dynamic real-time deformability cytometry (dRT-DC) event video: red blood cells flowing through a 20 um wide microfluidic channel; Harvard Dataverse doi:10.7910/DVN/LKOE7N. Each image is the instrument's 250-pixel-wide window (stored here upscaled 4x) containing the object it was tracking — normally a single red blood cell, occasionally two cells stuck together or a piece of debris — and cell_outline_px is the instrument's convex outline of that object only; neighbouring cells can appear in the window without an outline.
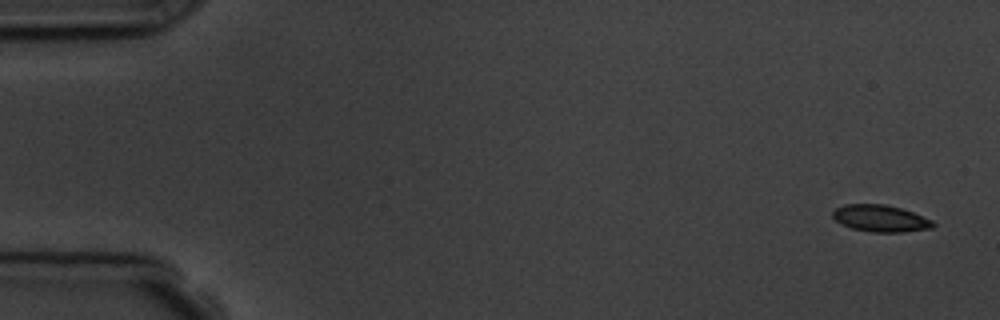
{"species": "common noctule bat (a hibernating species)", "species_latin": "Nyctalus noctula", "temperature_condition": "room temperature", "stored_images_in_passage": 5, "camera_frame_rate_fps": 3000, "um_per_image_px": 0.085, "animal": {"sex": "male", "body_mass_g": 19.5, "forearm_length_mm": 54.6}, "frame": {"image": 1, "passage_image": 1, "time_ms": 0.0, "image_size_px": [1000, 320], "cell_outline_px": [[936, 224], [932, 228], [904, 232], [872, 232], [852, 228], [836, 220], [832, 216], [832, 212], [836, 208], [844, 204], [884, 204], [900, 208], [912, 212], [932, 220]], "centroid_in_image_um": [74.85, 18.56], "position_along_channel_um": 10.1, "area_um2": 15.55}}
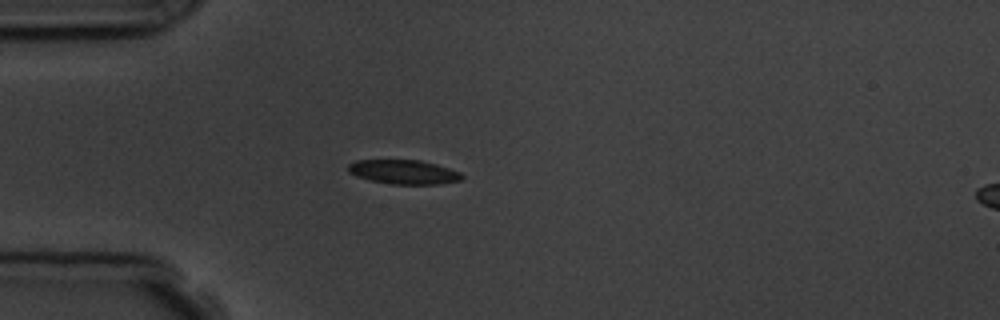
{"frame": {"image": 2, "passage_image": 4, "time_ms": 4.333, "image_size_px": [1000, 320], "cell_outline_px": [[464, 176], [460, 180], [440, 184], [392, 184], [372, 180], [356, 176], [348, 172], [348, 164], [356, 160], [420, 160], [436, 164], [460, 172]], "centroid_in_image_um": [34.31, 14.61], "position_along_channel_um": 50.7, "area_um2": 15.95}}